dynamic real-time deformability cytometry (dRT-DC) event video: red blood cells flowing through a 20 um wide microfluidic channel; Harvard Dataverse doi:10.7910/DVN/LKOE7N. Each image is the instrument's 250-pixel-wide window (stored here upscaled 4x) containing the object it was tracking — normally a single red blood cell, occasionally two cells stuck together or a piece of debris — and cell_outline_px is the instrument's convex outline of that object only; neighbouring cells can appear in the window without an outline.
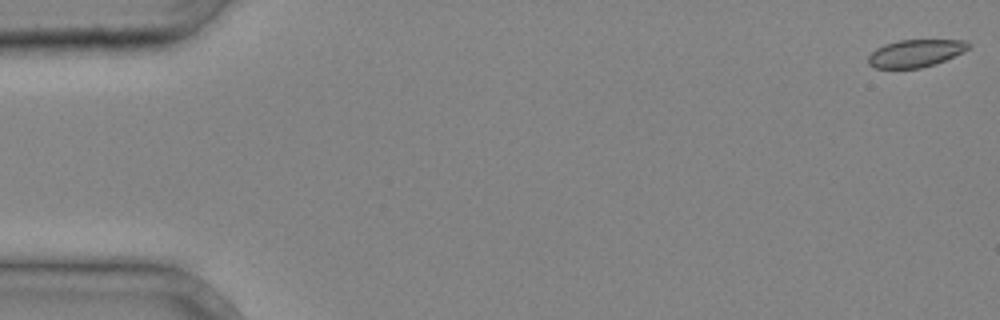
{"species": "common noctule bat (a hibernating species)", "species_latin": "Nyctalus noctula", "temperature_condition": "cold", "stored_images_in_passage": 2, "camera_frame_rate_fps": 3000, "um_per_image_px": 0.085, "animal": {"sex": "male", "body_mass_g": 20.4}, "frame": {"image": 1, "passage_image": 2, "time_ms": 0.333, "image_size_px": [1000, 320], "cell_outline_px": [[972, 44], [968, 48], [936, 64], [920, 68], [876, 68], [868, 64], [868, 56], [876, 48], [884, 44], [900, 40], [964, 40]], "centroid_in_image_um": [77.78, 4.52], "position_along_channel_um": 7.2, "area_um2": 15.9}}